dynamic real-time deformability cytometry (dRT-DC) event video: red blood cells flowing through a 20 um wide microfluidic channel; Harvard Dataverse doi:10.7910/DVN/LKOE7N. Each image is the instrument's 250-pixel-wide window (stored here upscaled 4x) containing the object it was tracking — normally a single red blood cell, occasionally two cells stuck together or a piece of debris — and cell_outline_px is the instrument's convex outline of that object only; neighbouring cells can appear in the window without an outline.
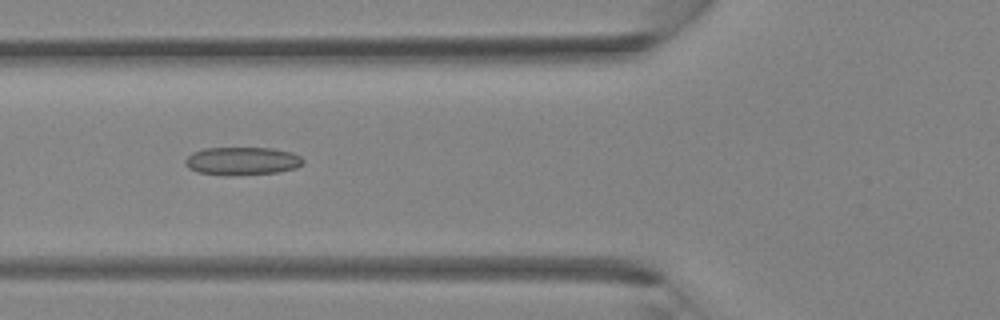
{"species": "Egyptian fruit bat (a non-hibernating species)", "species_latin": "Rousettus aegyptiacus", "temperature_condition": "room temperature", "stored_images_in_passage": 37, "camera_frame_rate_fps": 3000, "um_per_image_px": 0.085, "animal": {"sex": "female"}, "frame": {"image": 1, "passage_image": 14, "time_ms": 4.333, "image_size_px": [1000, 320], "cell_outline_px": [[304, 164], [296, 168], [280, 172], [232, 176], [196, 172], [188, 168], [184, 164], [184, 160], [192, 152], [204, 148], [272, 148], [292, 152], [300, 156], [304, 160]], "centroid_in_image_um": [20.58, 13.69], "position_along_channel_um": 105.2, "area_um2": 19.59}}
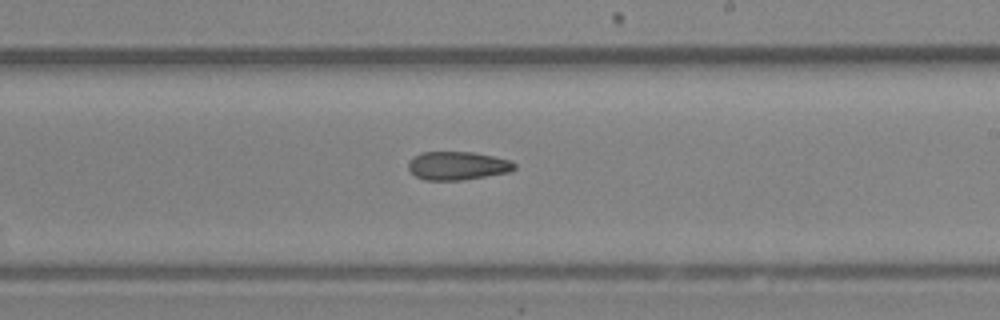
{"frame": {"image": 2, "passage_image": 22, "time_ms": 7.0, "image_size_px": [1000, 320], "cell_outline_px": [[516, 168], [512, 172], [464, 180], [424, 180], [416, 176], [408, 168], [408, 160], [412, 156], [420, 152], [472, 152], [512, 160], [516, 164]], "centroid_in_image_um": [38.9, 14.09], "position_along_channel_um": 250.1, "area_um2": 17.86}}
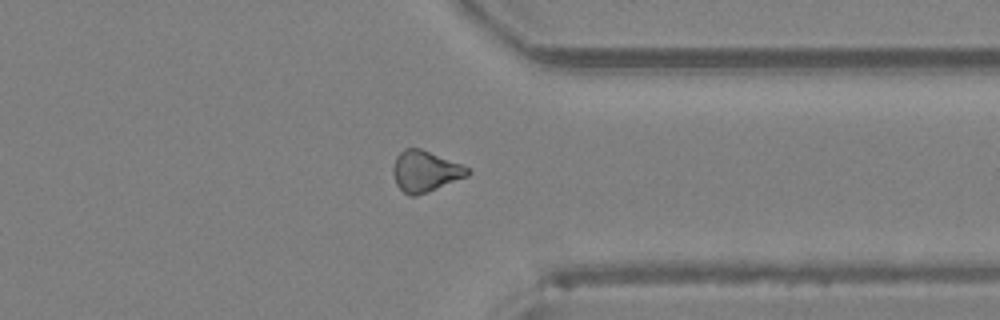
{"frame": {"image": 3, "passage_image": 29, "time_ms": 9.333, "image_size_px": [1000, 320], "cell_outline_px": [[472, 172], [468, 176], [428, 192], [416, 196], [408, 196], [396, 184], [392, 172], [392, 168], [396, 156], [404, 148], [420, 148], [460, 164], [468, 168]], "centroid_in_image_um": [36.12, 14.57], "position_along_channel_um": 375.3, "area_um2": 17.8}}